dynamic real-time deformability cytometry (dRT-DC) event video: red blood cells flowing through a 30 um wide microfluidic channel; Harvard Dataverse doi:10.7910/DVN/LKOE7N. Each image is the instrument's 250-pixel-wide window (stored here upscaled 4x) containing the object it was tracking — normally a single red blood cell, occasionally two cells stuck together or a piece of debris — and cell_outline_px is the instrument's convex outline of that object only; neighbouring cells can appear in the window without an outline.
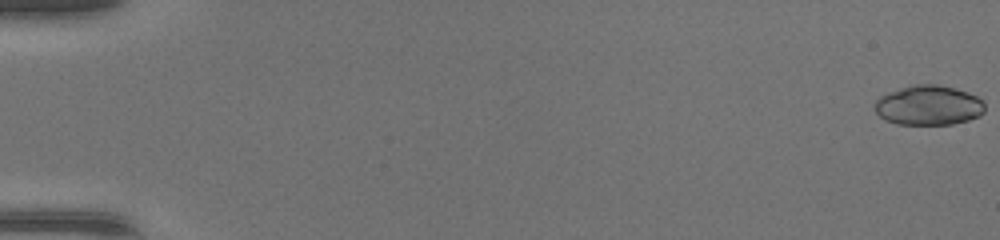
{"species": "common noctule bat (a hibernating species)", "species_latin": "Nyctalus noctula", "temperature_condition": "warm", "stored_images_in_passage": 49, "camera_frame_rate_fps": 3000, "um_per_image_px": 0.085, "animal": {"sex": "female", "body_mass_g": 17.0, "forearm_length_mm": 48.0}, "frame": {"image": 1, "passage_image": 1, "time_ms": 0.0, "image_size_px": [1000, 240], "cell_outline_px": [[984, 112], [980, 116], [968, 120], [952, 124], [896, 124], [884, 120], [876, 112], [876, 100], [880, 96], [888, 92], [912, 84], [936, 84], [968, 92], [984, 100]], "centroid_in_image_um": [78.94, 8.95], "position_along_channel_um": 6.1, "area_um2": 25.55}}
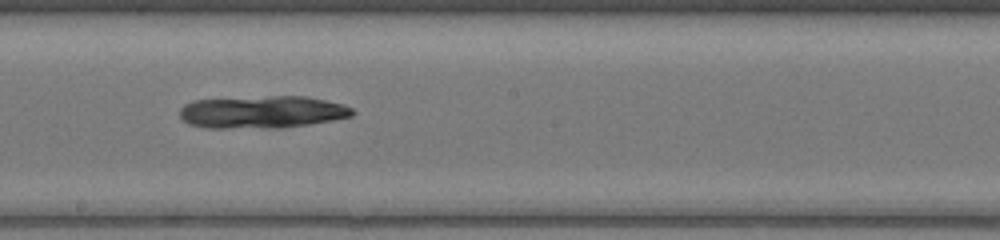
{"frame": {"image": 2, "passage_image": 29, "time_ms": 9.333, "image_size_px": [1000, 240], "cell_outline_px": [[356, 112], [352, 116], [332, 120], [308, 124], [280, 128], [204, 128], [188, 124], [180, 116], [180, 108], [184, 104], [192, 100], [272, 96], [308, 96], [344, 104], [352, 108]], "centroid_in_image_um": [22.28, 9.52], "position_along_channel_um": 225.9, "area_um2": 32.89}}
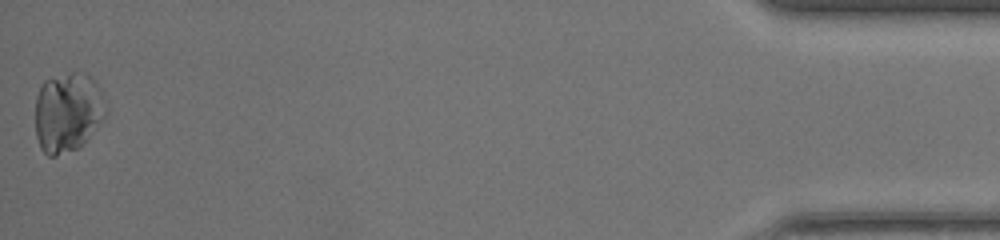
{"frame": {"image": 3, "passage_image": 49, "time_ms": 16.0, "image_size_px": [1000, 240], "cell_outline_px": [[108, 112], [104, 120], [76, 148], [56, 156], [48, 156], [40, 148], [36, 136], [36, 96], [44, 80], [72, 72], [84, 72], [96, 84], [104, 96], [108, 108]], "centroid_in_image_um": [5.77, 9.53], "position_along_channel_um": 429.4, "area_um2": 32.71}}